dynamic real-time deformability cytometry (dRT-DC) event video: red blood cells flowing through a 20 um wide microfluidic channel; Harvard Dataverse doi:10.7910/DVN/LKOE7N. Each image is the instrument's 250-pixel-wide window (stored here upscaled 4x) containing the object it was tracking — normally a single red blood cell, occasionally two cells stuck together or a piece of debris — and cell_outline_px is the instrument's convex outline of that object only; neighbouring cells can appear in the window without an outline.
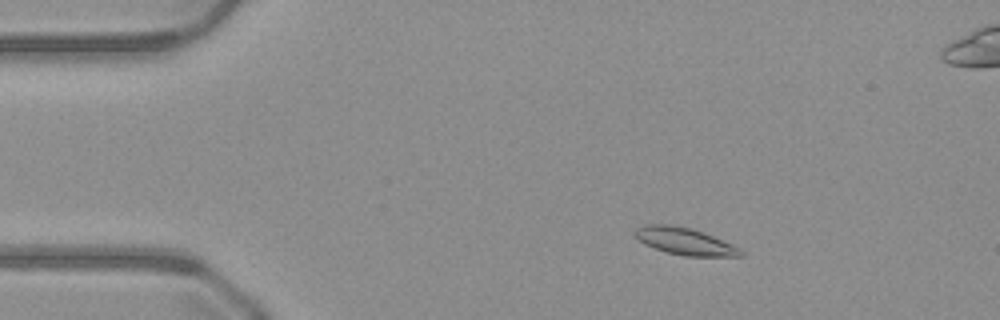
{"species": "common noctule bat (a hibernating species)", "species_latin": "Nyctalus noctula", "temperature_condition": "warm", "stored_images_in_passage": 52, "camera_frame_rate_fps": 3000, "um_per_image_px": 0.085, "animal": {"sex": "male", "body_mass_g": 23.1, "forearm_length_mm": 52.7}, "frame": {"image": 1, "passage_image": 8, "time_ms": 2.333, "image_size_px": [1000, 320], "cell_outline_px": [[744, 256], [684, 256], [668, 252], [644, 244], [632, 232], [636, 228], [644, 224], [672, 224], [692, 228], [732, 244], [740, 248], [744, 252]], "centroid_in_image_um": [58.2, 20.49], "position_along_channel_um": 26.8, "area_um2": 16.65}}
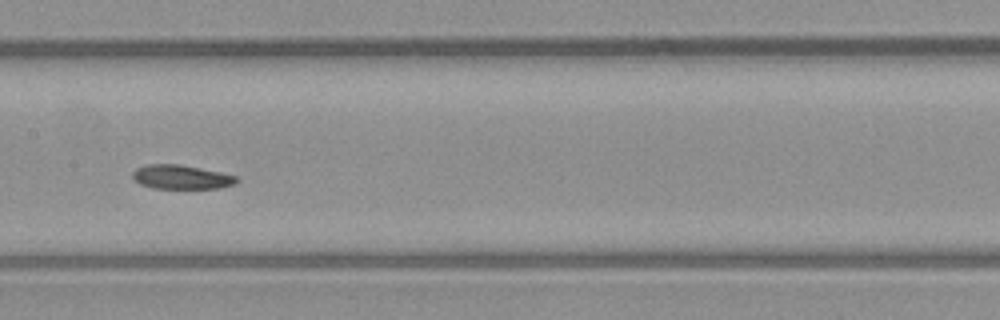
{"frame": {"image": 2, "passage_image": 25, "time_ms": 8.0, "image_size_px": [1000, 320], "cell_outline_px": [[240, 180], [236, 184], [220, 188], [152, 188], [140, 184], [132, 176], [132, 172], [136, 168], [148, 164], [180, 164], [220, 172], [236, 176]], "centroid_in_image_um": [15.43, 15.05], "position_along_channel_um": 192.0, "area_um2": 14.62}}
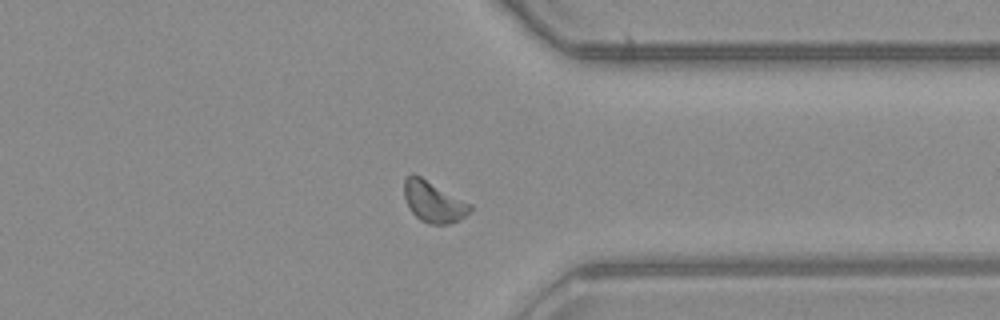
{"frame": {"image": 3, "passage_image": 39, "time_ms": 12.667, "image_size_px": [1000, 320], "cell_outline_px": [[472, 208], [460, 220], [448, 224], [428, 224], [420, 220], [412, 212], [404, 196], [404, 180], [412, 172], [420, 176], [472, 204]], "centroid_in_image_um": [36.85, 17.15], "position_along_channel_um": 374.6, "area_um2": 15.66}, "authors_computed_cell_mechanics": {"area_um2": 15.606, "velocity_mm_per_s": 4.0204, "shape_relaxation_time_tau1_ms": 3.9216, "shape_relaxation_time_tau2_ms": 2.9672, "deformation_change_tau1": 0.1248, "deformation_change_tau2": 0.0772}}